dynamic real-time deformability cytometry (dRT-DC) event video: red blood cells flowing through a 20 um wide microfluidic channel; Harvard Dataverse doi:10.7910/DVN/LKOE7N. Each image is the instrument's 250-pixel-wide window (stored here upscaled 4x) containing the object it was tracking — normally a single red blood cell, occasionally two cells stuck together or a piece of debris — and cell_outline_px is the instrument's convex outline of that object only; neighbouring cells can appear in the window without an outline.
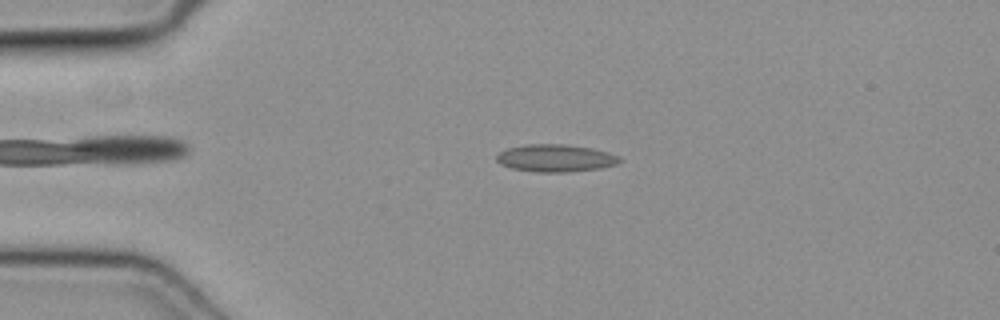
{"species": "common noctule bat (a hibernating species)", "species_latin": "Nyctalus noctula", "temperature_condition": "cold", "stored_images_in_passage": 46, "camera_frame_rate_fps": 3000, "um_per_image_px": 0.085, "animal": {"sex": "female", "body_mass_g": 19.3, "forearm_length_mm": 54.1}, "frame": {"image": 1, "passage_image": 10, "time_ms": 3.0, "image_size_px": [1000, 320], "cell_outline_px": [[624, 160], [616, 164], [600, 168], [564, 172], [540, 172], [512, 168], [500, 164], [496, 160], [496, 156], [500, 152], [508, 148], [528, 144], [564, 144], [592, 148], [608, 152], [620, 156]], "centroid_in_image_um": [47.25, 13.43], "position_along_channel_um": 37.7, "area_um2": 19.59}}
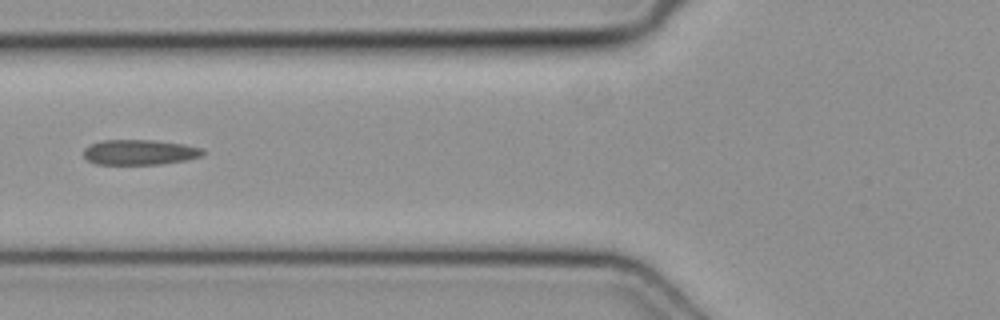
{"frame": {"image": 2, "passage_image": 18, "time_ms": 5.667, "image_size_px": [1000, 320], "cell_outline_px": [[204, 152], [200, 156], [188, 160], [164, 164], [96, 164], [88, 160], [84, 156], [84, 148], [92, 144], [104, 140], [156, 140], [184, 144], [200, 148]], "centroid_in_image_um": [11.88, 12.94], "position_along_channel_um": 113.9, "area_um2": 17.46}}
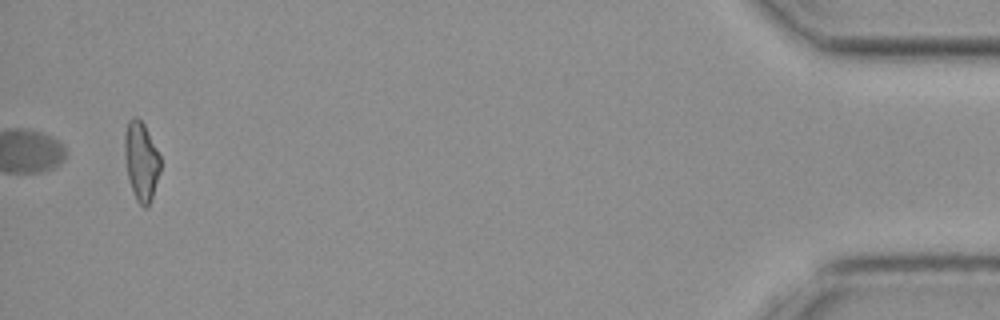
{"frame": {"image": 3, "passage_image": 46, "time_ms": 15.0, "image_size_px": [1000, 320], "cell_outline_px": [[160, 172], [152, 200], [148, 208], [144, 208], [136, 200], [132, 192], [128, 176], [124, 152], [124, 136], [128, 120], [132, 116], [136, 116], [144, 124], [160, 156]], "centroid_in_image_um": [12.0, 13.72], "position_along_channel_um": 423.2, "area_um2": 16.59}}